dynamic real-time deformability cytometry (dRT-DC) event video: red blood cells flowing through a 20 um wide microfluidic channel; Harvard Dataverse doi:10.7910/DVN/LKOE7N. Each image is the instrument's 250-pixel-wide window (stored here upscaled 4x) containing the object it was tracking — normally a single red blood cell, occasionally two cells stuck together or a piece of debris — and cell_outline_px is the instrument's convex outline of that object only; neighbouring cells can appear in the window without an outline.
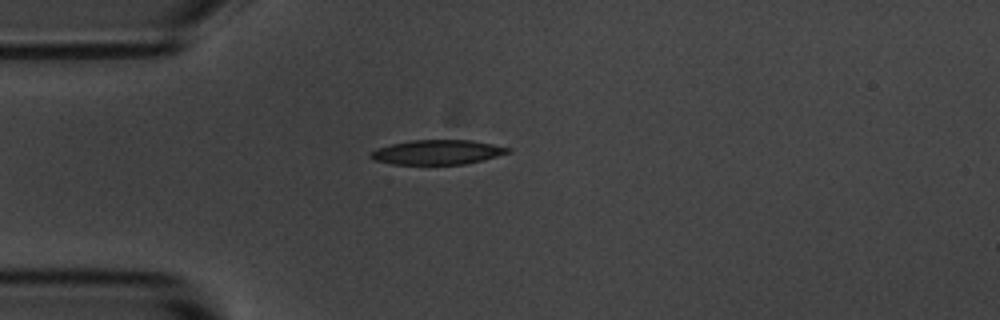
{"species": "common noctule bat (a hibernating species)", "species_latin": "Nyctalus noctula", "temperature_condition": "room temperature", "stored_images_in_passage": 4, "camera_frame_rate_fps": 3000, "um_per_image_px": 0.085, "animal": {"sex": "male", "body_mass_g": 20.1, "forearm_length_mm": 53.5}, "frame": {"image": 1, "passage_image": 1, "time_ms": 0.0, "image_size_px": [1000, 320], "cell_outline_px": [[512, 152], [484, 160], [464, 164], [392, 164], [372, 160], [368, 156], [376, 148], [392, 144], [412, 140], [472, 140], [512, 148]], "centroid_in_image_um": [37.2, 12.94], "position_along_channel_um": 47.8, "area_um2": 19.77}}
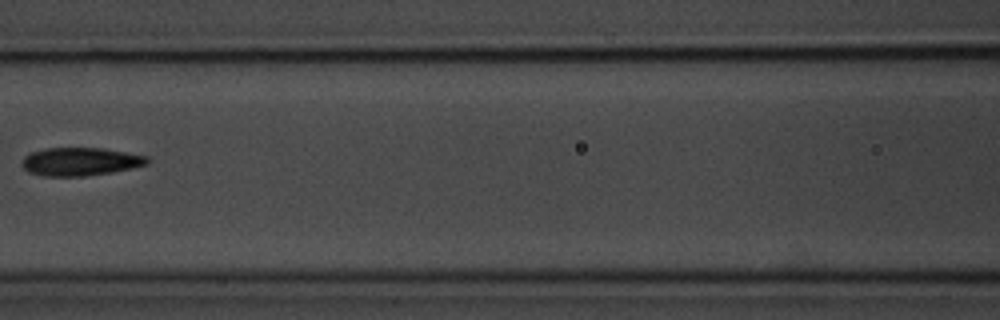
{"frame": {"image": 2, "passage_image": 4, "time_ms": 3.333, "image_size_px": [1000, 320], "cell_outline_px": [[148, 164], [132, 168], [112, 172], [84, 176], [44, 176], [28, 172], [20, 164], [20, 160], [28, 152], [44, 148], [104, 148], [148, 156]], "centroid_in_image_um": [6.77, 13.73], "position_along_channel_um": 159.8, "area_um2": 20.81}}